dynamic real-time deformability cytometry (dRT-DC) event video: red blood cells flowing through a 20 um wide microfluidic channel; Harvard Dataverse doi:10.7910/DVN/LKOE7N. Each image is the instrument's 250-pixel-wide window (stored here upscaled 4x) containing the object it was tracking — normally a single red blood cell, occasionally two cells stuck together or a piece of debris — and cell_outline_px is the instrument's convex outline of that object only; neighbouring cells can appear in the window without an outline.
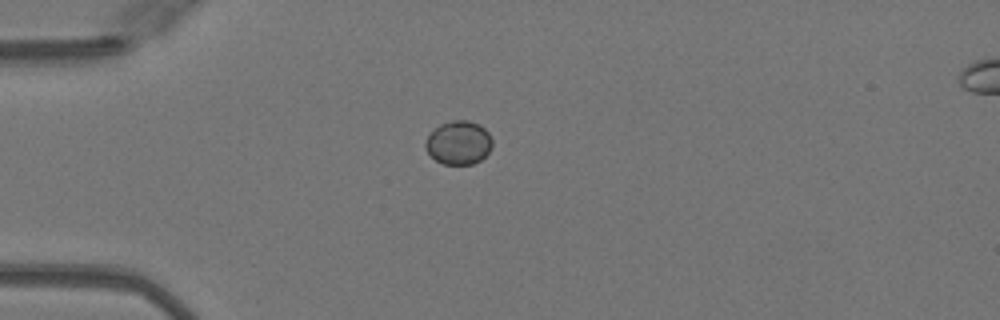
{"species": "Egyptian fruit bat (a non-hibernating species)", "species_latin": "Rousettus aegyptiacus", "temperature_condition": "warm", "stored_images_in_passage": 32, "camera_frame_rate_fps": 3000, "um_per_image_px": 0.085, "animal": {"sex": "female"}, "frame": {"image": 1, "passage_image": 1, "time_ms": 0.0, "image_size_px": [1000, 320], "cell_outline_px": [[492, 148], [480, 160], [472, 164], [444, 164], [436, 160], [424, 148], [424, 144], [428, 136], [440, 124], [452, 120], [468, 120], [480, 124], [488, 132], [492, 140]], "centroid_in_image_um": [38.99, 12.12], "position_along_channel_um": 46.0, "area_um2": 16.94}}
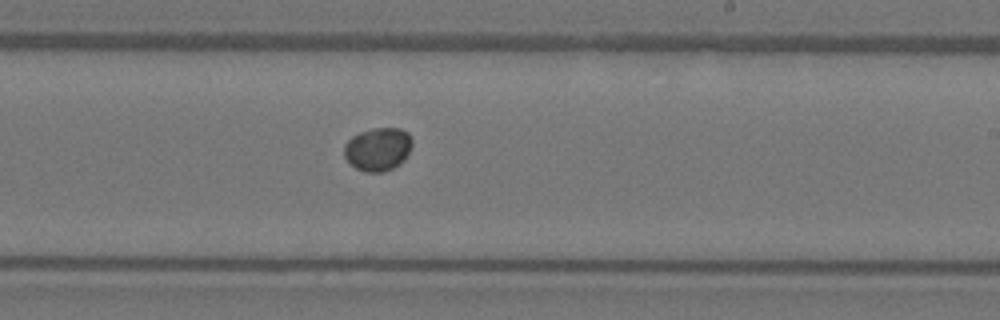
{"frame": {"image": 2, "passage_image": 18, "time_ms": 5.667, "image_size_px": [1000, 320], "cell_outline_px": [[412, 144], [404, 160], [400, 164], [384, 172], [364, 172], [356, 168], [344, 156], [344, 144], [352, 136], [360, 132], [372, 128], [400, 128], [408, 132], [412, 140]], "centroid_in_image_um": [32.12, 12.67], "position_along_channel_um": 256.9, "area_um2": 17.17}}
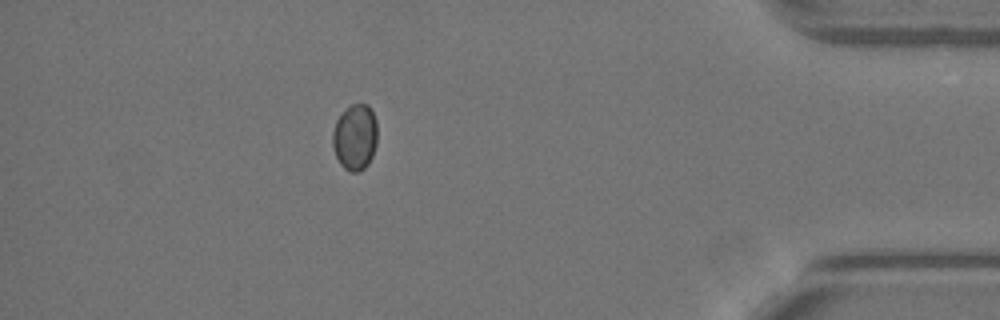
{"frame": {"image": 3, "passage_image": 32, "time_ms": 10.333, "image_size_px": [1000, 320], "cell_outline_px": [[376, 144], [372, 156], [368, 164], [360, 172], [352, 172], [344, 168], [340, 164], [336, 156], [332, 144], [332, 132], [336, 120], [352, 104], [368, 104], [376, 120]], "centroid_in_image_um": [30.17, 11.68], "position_along_channel_um": 405.0, "area_um2": 17.11}, "authors_computed_cell_mechanics": {"area_um2": 16.9354, "velocity_mm_per_s": 4.0776, "shape_relaxation_time_tau1_ms": 7.2848, "shape_relaxation_time_tau2_ms": null, "deformation_change_tau1": 0.0406, "deformation_change_tau2": null}}